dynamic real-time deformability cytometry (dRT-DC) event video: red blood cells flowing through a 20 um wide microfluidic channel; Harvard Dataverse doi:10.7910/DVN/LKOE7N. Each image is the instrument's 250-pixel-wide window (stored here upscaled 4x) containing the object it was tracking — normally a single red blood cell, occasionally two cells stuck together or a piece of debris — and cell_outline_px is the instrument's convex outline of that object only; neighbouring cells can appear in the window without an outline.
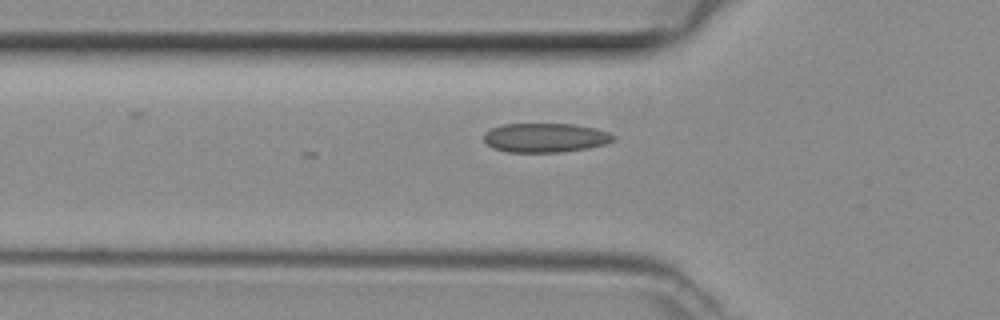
{"species": "common noctule bat (a hibernating species)", "species_latin": "Nyctalus noctula", "temperature_condition": "room temperature", "stored_images_in_passage": 11, "camera_frame_rate_fps": 3000, "um_per_image_px": 0.085, "animal": {"sex": "female", "body_mass_g": 29.2, "forearm_length_mm": 56.3}, "frame": {"image": 1, "passage_image": 3, "time_ms": 0.667, "image_size_px": [1000, 320], "cell_outline_px": [[616, 140], [604, 144], [588, 148], [560, 152], [508, 152], [492, 148], [484, 140], [484, 132], [492, 128], [504, 124], [572, 124], [596, 128], [608, 132], [616, 136]], "centroid_in_image_um": [46.36, 11.7], "position_along_channel_um": 79.4, "area_um2": 22.08}}
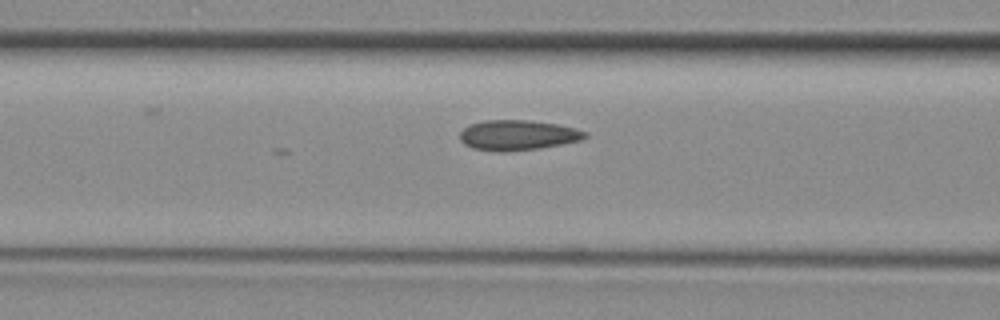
{"frame": {"image": 2, "passage_image": 6, "time_ms": 1.667, "image_size_px": [1000, 320], "cell_outline_px": [[588, 136], [580, 140], [560, 144], [536, 148], [504, 152], [500, 152], [472, 148], [464, 144], [460, 140], [460, 132], [468, 124], [484, 120], [528, 120], [556, 124], [576, 128], [588, 132]], "centroid_in_image_um": [43.98, 11.48], "position_along_channel_um": 122.6, "area_um2": 21.96}}
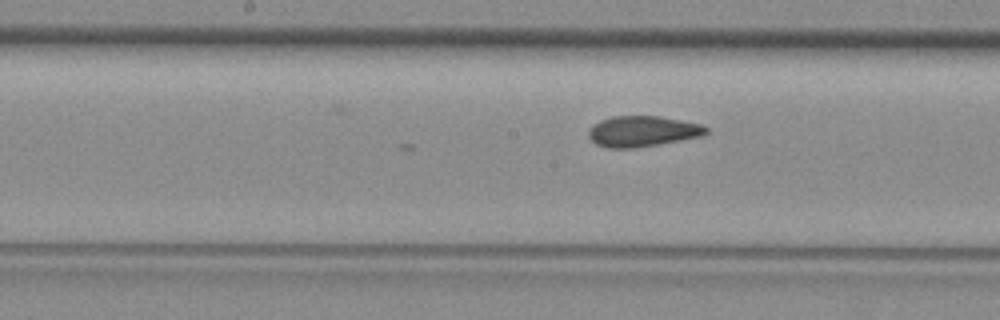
{"frame": {"image": 3, "passage_image": 11, "time_ms": 3.333, "image_size_px": [1000, 320], "cell_outline_px": [[708, 132], [700, 136], [680, 140], [632, 148], [608, 148], [596, 144], [588, 136], [588, 128], [592, 124], [600, 120], [612, 116], [660, 116], [700, 124], [708, 128]], "centroid_in_image_um": [54.55, 11.15], "position_along_channel_um": 193.6, "area_um2": 20.92}}